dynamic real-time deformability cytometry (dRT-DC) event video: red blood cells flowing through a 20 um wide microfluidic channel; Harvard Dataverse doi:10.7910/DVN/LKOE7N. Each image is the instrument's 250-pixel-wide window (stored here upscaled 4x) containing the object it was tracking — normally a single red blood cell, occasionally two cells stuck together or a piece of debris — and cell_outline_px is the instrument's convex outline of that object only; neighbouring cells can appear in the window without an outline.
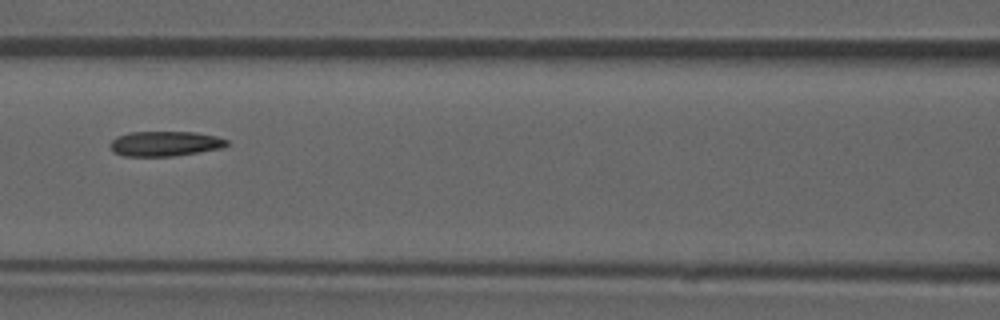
{"species": "common noctule bat (a hibernating species)", "species_latin": "Nyctalus noctula", "temperature_condition": "room temperature", "stored_images_in_passage": 53, "camera_frame_rate_fps": 3000, "um_per_image_px": 0.085, "animal": {"sex": "male", "forearm_length_mm": 52.5}, "frame": {"image": 1, "passage_image": 23, "time_ms": 7.333, "image_size_px": [1000, 320], "cell_outline_px": [[228, 144], [224, 148], [172, 156], [124, 156], [112, 152], [108, 144], [116, 136], [128, 132], [196, 132], [216, 136], [228, 140]], "centroid_in_image_um": [13.99, 12.21], "position_along_channel_um": 152.6, "area_um2": 17.17}}
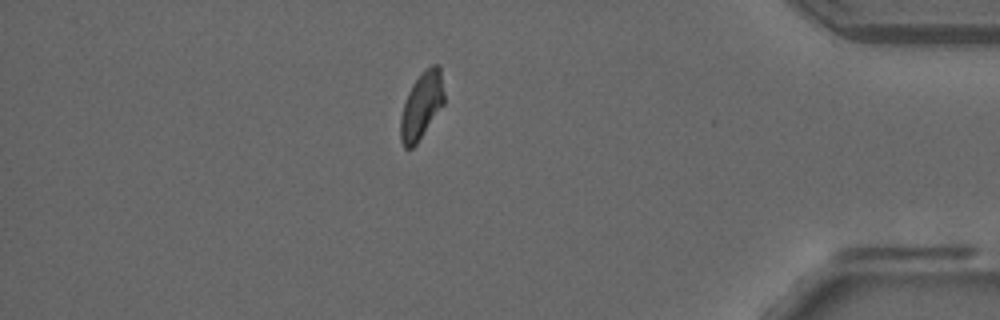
{"frame": {"image": 2, "passage_image": 45, "time_ms": 14.667, "image_size_px": [1000, 320], "cell_outline_px": [[444, 104], [416, 144], [412, 148], [404, 148], [400, 140], [400, 116], [408, 92], [412, 84], [432, 64], [440, 64], [444, 92]], "centroid_in_image_um": [35.83, 8.99], "position_along_channel_um": 399.4, "area_um2": 16.82}}